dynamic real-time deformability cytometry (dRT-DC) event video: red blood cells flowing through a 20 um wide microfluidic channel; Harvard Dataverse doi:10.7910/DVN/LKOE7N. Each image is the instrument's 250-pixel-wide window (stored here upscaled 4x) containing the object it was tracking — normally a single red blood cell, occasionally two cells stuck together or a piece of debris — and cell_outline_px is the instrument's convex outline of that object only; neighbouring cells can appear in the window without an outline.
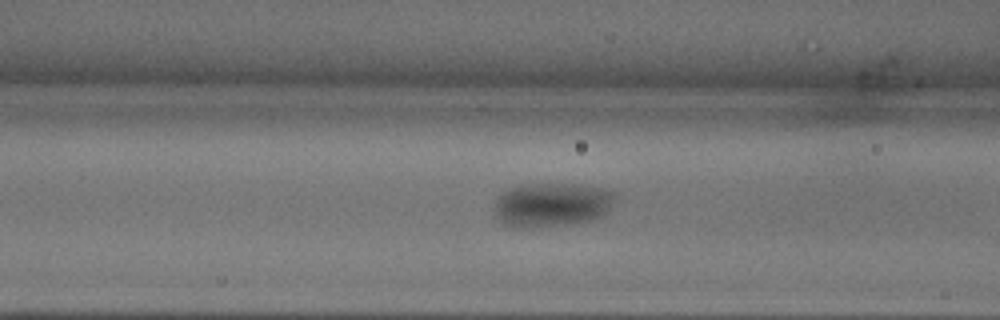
{"species": "common noctule bat (a hibernating species)", "species_latin": "Nyctalus noctula", "temperature_condition": "warm", "stored_images_in_passage": 33, "camera_frame_rate_fps": 3000, "um_per_image_px": 0.085, "animal": {"sex": "male", "body_mass_g": 18.8}, "frame": {"image": 1, "passage_image": 12, "time_ms": 3.667, "image_size_px": [1000, 320], "cell_outline_px": [[620, 196], [608, 212], [604, 216], [592, 220], [572, 224], [516, 228], [512, 228], [500, 224], [496, 216], [496, 196], [508, 188], [520, 184], [572, 184], [604, 188], [616, 192]], "centroid_in_image_um": [46.95, 17.4], "position_along_channel_um": 119.7, "area_um2": 31.85}}
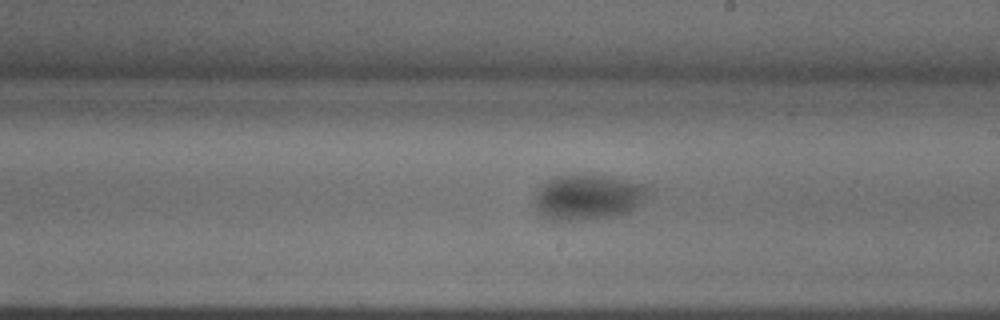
{"frame": {"image": 2, "passage_image": 21, "time_ms": 6.667, "image_size_px": [1000, 320], "cell_outline_px": [[648, 192], [628, 212], [616, 216], [572, 220], [548, 220], [536, 208], [536, 192], [548, 180], [556, 176], [612, 176], [640, 184], [648, 188]], "centroid_in_image_um": [49.93, 16.77], "position_along_channel_um": 239.1, "area_um2": 28.96}}
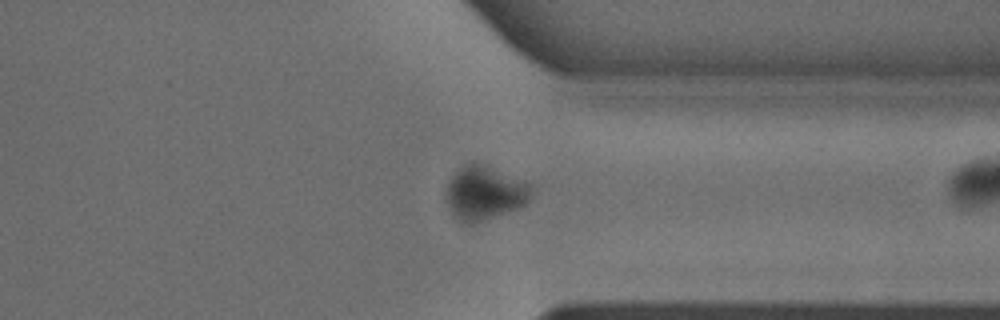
{"frame": {"image": 3, "passage_image": 31, "time_ms": 10.0, "image_size_px": [1000, 320], "cell_outline_px": [[532, 188], [528, 200], [524, 204], [516, 208], [484, 220], [472, 224], [460, 224], [456, 220], [448, 204], [448, 184], [452, 176], [464, 164], [472, 160], [524, 180], [532, 184]], "centroid_in_image_um": [41.18, 16.4], "position_along_channel_um": 370.2, "area_um2": 26.47}}